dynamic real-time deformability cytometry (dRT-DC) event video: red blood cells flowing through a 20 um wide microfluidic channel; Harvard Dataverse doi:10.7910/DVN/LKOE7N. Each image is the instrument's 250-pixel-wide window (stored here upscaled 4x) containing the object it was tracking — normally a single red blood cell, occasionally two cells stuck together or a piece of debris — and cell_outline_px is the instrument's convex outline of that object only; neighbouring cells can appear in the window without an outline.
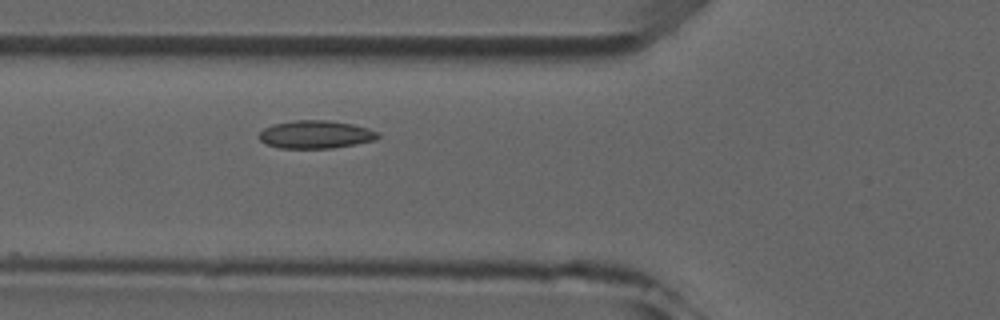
{"species": "common noctule bat (a hibernating species)", "species_latin": "Nyctalus noctula", "temperature_condition": "room temperature", "stored_images_in_passage": 3, "camera_frame_rate_fps": 3000, "um_per_image_px": 0.085, "animal": {"sex": "male", "forearm_length_mm": 52.5}, "frame": {"image": 1, "passage_image": 3, "time_ms": 2.333, "image_size_px": [1000, 320], "cell_outline_px": [[380, 136], [376, 140], [356, 144], [332, 148], [280, 148], [268, 144], [260, 140], [260, 132], [264, 128], [272, 124], [292, 120], [328, 120], [352, 124], [368, 128], [380, 132]], "centroid_in_image_um": [26.87, 11.42], "position_along_channel_um": 98.9, "area_um2": 19.42}}